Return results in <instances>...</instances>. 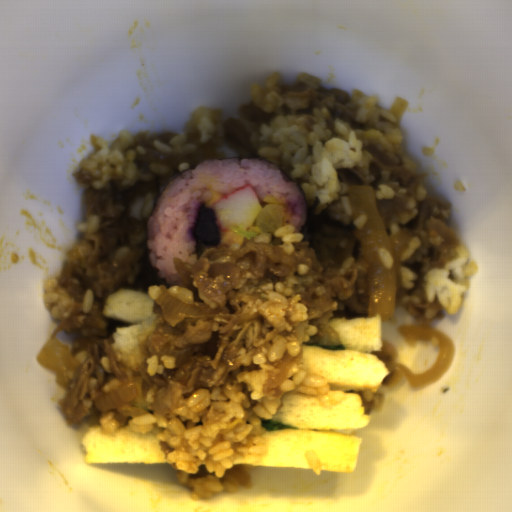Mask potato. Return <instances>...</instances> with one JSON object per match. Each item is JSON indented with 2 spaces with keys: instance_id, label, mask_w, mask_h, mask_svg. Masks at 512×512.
Returning <instances> with one entry per match:
<instances>
[{
  "instance_id": "72c452e6",
  "label": "potato",
  "mask_w": 512,
  "mask_h": 512,
  "mask_svg": "<svg viewBox=\"0 0 512 512\" xmlns=\"http://www.w3.org/2000/svg\"><path fill=\"white\" fill-rule=\"evenodd\" d=\"M221 233L222 229L216 221L213 207L204 201L198 202L195 217L189 230L198 258L206 246L219 244Z\"/></svg>"
},
{
  "instance_id": "e7d74ba8",
  "label": "potato",
  "mask_w": 512,
  "mask_h": 512,
  "mask_svg": "<svg viewBox=\"0 0 512 512\" xmlns=\"http://www.w3.org/2000/svg\"><path fill=\"white\" fill-rule=\"evenodd\" d=\"M260 206V210L249 228L258 235L261 233H270L271 237H275L274 233L278 228L283 226L285 209L272 203Z\"/></svg>"
}]
</instances>
